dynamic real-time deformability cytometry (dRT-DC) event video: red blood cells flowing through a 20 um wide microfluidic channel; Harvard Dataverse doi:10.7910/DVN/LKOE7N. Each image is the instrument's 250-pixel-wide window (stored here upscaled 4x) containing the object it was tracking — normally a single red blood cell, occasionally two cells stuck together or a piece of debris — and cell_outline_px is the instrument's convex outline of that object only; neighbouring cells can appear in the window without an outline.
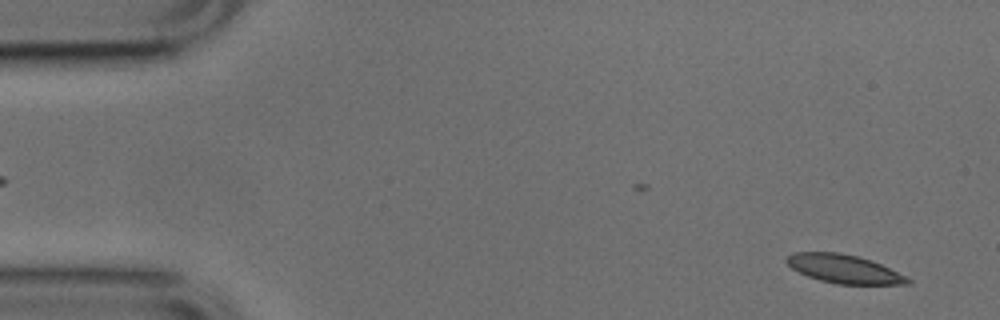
{"species": "common noctule bat (a hibernating species)", "species_latin": "Nyctalus noctula", "temperature_condition": "cold", "stored_images_in_passage": 46, "camera_frame_rate_fps": 3000, "um_per_image_px": 0.085, "animal": {"sex": "male", "body_mass_g": 17.9, "forearm_length_mm": 54.2}, "frame": {"image": 1, "passage_image": 3, "time_ms": 0.667, "image_size_px": [1000, 320], "cell_outline_px": [[912, 284], [836, 284], [820, 280], [808, 276], [792, 268], [784, 260], [792, 252], [840, 252], [856, 256], [880, 264], [912, 280]], "centroid_in_image_um": [71.7, 22.86], "position_along_channel_um": 13.3, "area_um2": 19.83}}
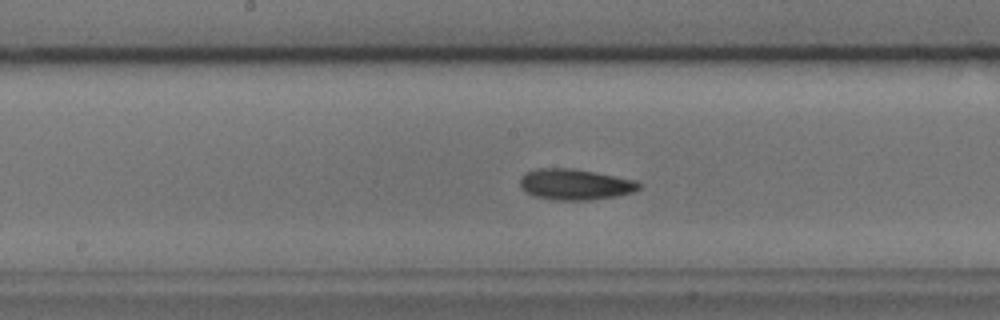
{"frame": {"image": 2, "passage_image": 26, "time_ms": 8.333, "image_size_px": [1000, 320], "cell_outline_px": [[640, 188], [632, 192], [616, 196], [588, 200], [552, 200], [536, 196], [520, 188], [520, 180], [528, 172], [536, 168], [572, 168], [636, 180], [640, 184]], "centroid_in_image_um": [48.88, 15.67], "position_along_channel_um": 199.3, "area_um2": 21.15}}
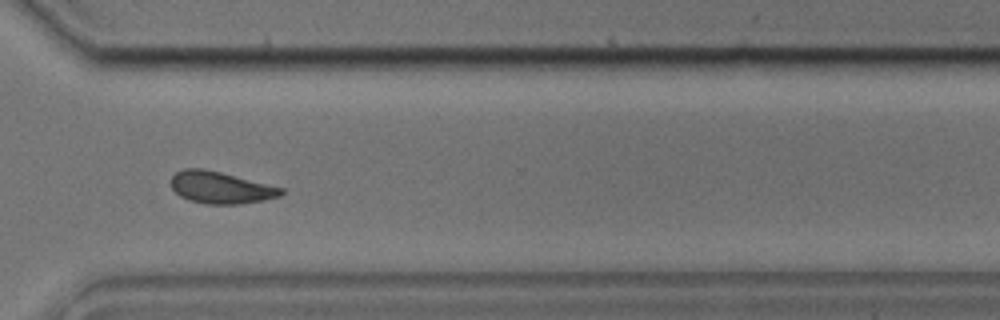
{"frame": {"image": 3, "passage_image": 38, "time_ms": 12.333, "image_size_px": [1000, 320], "cell_outline_px": [[284, 192], [280, 196], [264, 200], [240, 204], [208, 204], [188, 200], [180, 196], [172, 188], [172, 176], [176, 172], [184, 168], [200, 168], [220, 172], [284, 188]], "centroid_in_image_um": [18.76, 15.95], "position_along_channel_um": 351.8, "area_um2": 20.35}, "authors_computed_cell_mechanics": {"area_um2": 20.7791, "velocity_mm_per_s": 3.8197, "shape_relaxation_time_tau1_ms": 4.3416, "shape_relaxation_time_tau2_ms": 8.4847, "deformation_change_tau1": 0.1052, "deformation_change_tau2": 0.1458}}